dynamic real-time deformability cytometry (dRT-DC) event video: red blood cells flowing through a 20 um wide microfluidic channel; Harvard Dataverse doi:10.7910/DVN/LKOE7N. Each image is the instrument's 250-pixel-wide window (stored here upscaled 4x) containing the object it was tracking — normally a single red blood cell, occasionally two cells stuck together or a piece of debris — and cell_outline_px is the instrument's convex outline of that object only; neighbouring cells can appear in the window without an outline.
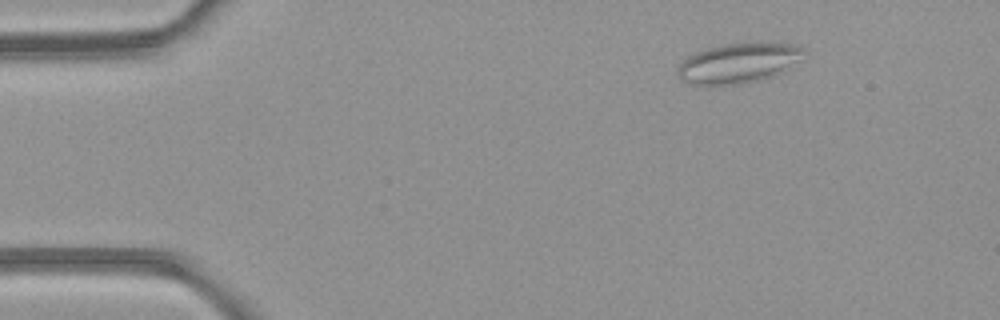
{"species": "common noctule bat (a hibernating species)", "species_latin": "Nyctalus noctula", "temperature_condition": "room temperature", "stored_images_in_passage": 21, "camera_frame_rate_fps": 3000, "um_per_image_px": 0.085, "animal": {"sex": "female", "body_mass_g": 21.9}, "frame": {"image": 1, "passage_image": 1, "time_ms": 0.0, "image_size_px": [1000, 320], "cell_outline_px": [[804, 48], [796, 60], [772, 76], [760, 80], [740, 84], [708, 88], [680, 80], [676, 72], [676, 68], [688, 56], [696, 52], [708, 48], [724, 44], [760, 40], [796, 44]], "centroid_in_image_um": [62.67, 5.36], "position_along_channel_um": 22.3, "area_um2": 29.94}}
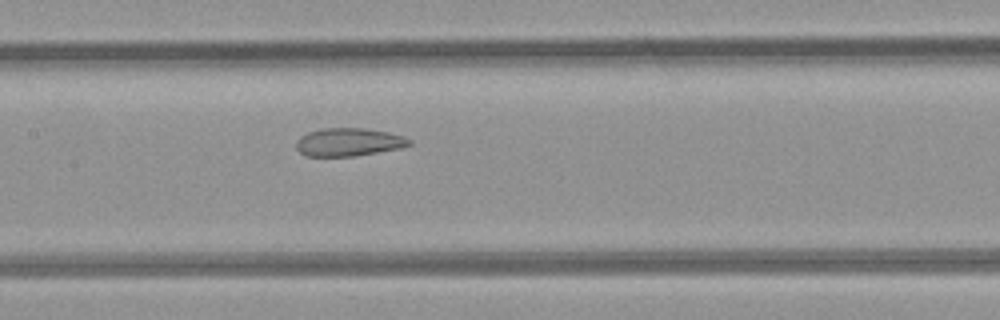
{"frame": {"image": 2, "passage_image": 18, "time_ms": 5.667, "image_size_px": [1000, 320], "cell_outline_px": [[412, 144], [400, 148], [356, 156], [308, 156], [300, 152], [296, 148], [296, 140], [300, 136], [308, 132], [320, 128], [364, 128], [388, 132], [404, 136], [412, 140]], "centroid_in_image_um": [29.64, 12.07], "position_along_channel_um": 177.8, "area_um2": 18.61}}
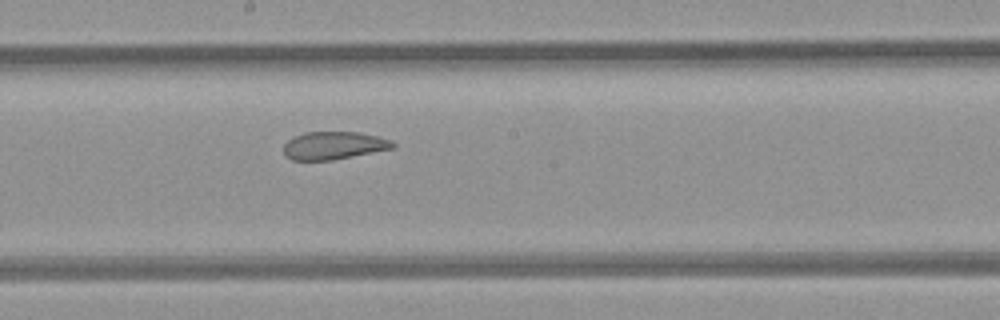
{"frame": {"image": 3, "passage_image": 21, "time_ms": 6.667, "image_size_px": [1000, 320], "cell_outline_px": [[396, 148], [332, 160], [292, 160], [284, 156], [284, 144], [288, 140], [304, 132], [360, 132], [380, 136], [392, 140], [396, 144]], "centroid_in_image_um": [28.41, 12.37], "position_along_channel_um": 219.8, "area_um2": 17.92}}